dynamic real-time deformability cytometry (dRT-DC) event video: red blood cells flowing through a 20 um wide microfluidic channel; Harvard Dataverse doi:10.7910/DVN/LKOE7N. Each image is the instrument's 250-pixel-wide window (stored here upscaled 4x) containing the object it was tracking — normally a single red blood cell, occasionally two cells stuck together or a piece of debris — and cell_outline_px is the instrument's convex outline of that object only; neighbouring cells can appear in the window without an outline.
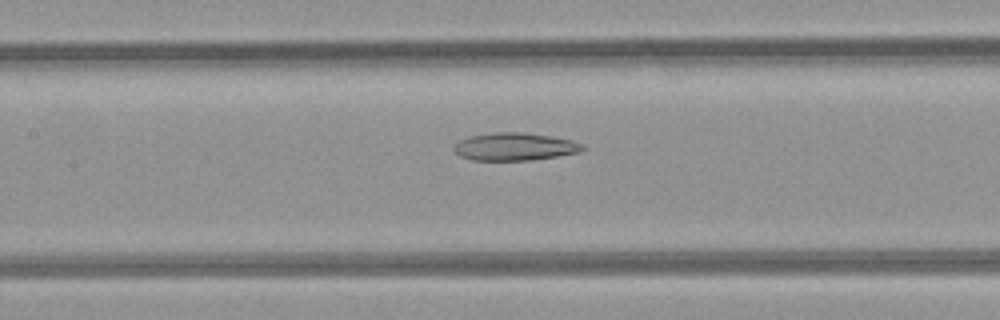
{"species": "common noctule bat (a hibernating species)", "species_latin": "Nyctalus noctula", "temperature_condition": "room temperature", "stored_images_in_passage": 35, "camera_frame_rate_fps": 3000, "um_per_image_px": 0.085, "animal": {"sex": "female", "body_mass_g": 21.9}, "frame": {"image": 1, "passage_image": 9, "time_ms": 2.667, "image_size_px": [1000, 320], "cell_outline_px": [[584, 148], [580, 152], [556, 156], [528, 160], [472, 160], [460, 156], [452, 148], [460, 140], [472, 136], [492, 132], [524, 132], [572, 140], [584, 144]], "centroid_in_image_um": [43.75, 12.46], "position_along_channel_um": 163.7, "area_um2": 20.58}}
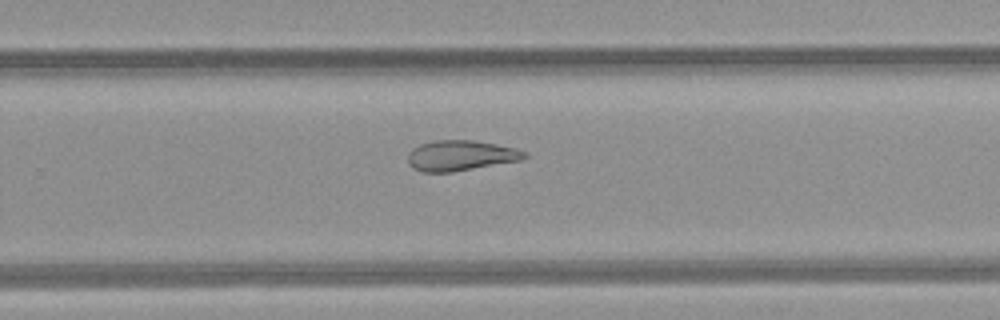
{"frame": {"image": 2, "passage_image": 18, "time_ms": 5.667, "image_size_px": [1000, 320], "cell_outline_px": [[528, 156], [520, 160], [452, 172], [420, 172], [412, 168], [408, 164], [408, 152], [412, 148], [420, 144], [436, 140], [472, 140], [496, 144], [516, 148], [528, 152]], "centroid_in_image_um": [39.13, 13.22], "position_along_channel_um": 290.7, "area_um2": 20.75}}
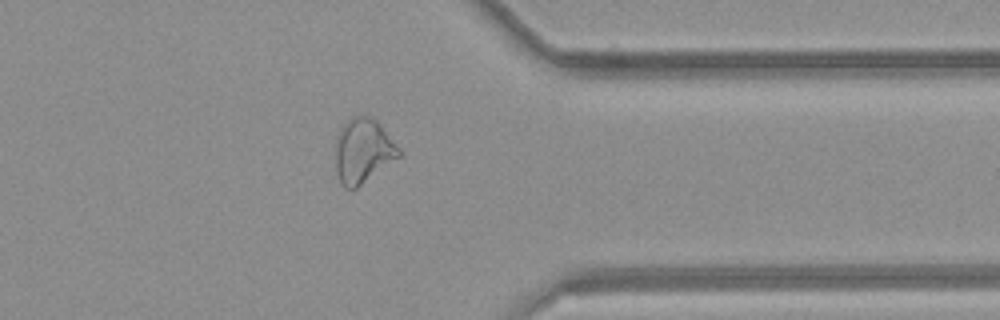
{"frame": {"image": 3, "passage_image": 25, "time_ms": 8.0, "image_size_px": [1000, 320], "cell_outline_px": [[400, 156], [356, 188], [344, 188], [340, 184], [336, 172], [336, 136], [340, 128], [352, 116], [360, 112], [372, 116], [380, 124], [400, 148]], "centroid_in_image_um": [30.84, 12.77], "position_along_channel_um": 380.6, "area_um2": 24.04}}